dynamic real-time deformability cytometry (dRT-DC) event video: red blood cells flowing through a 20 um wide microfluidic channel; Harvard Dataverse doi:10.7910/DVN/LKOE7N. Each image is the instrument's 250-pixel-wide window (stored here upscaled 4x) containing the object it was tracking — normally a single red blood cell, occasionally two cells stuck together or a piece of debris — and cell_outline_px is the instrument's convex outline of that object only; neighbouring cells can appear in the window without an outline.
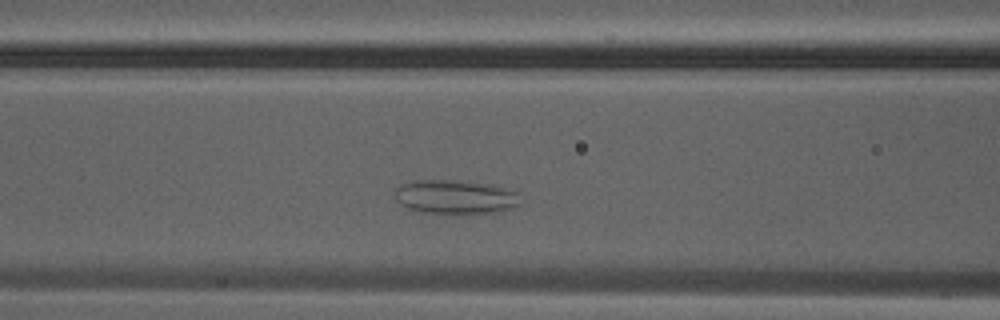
{"species": "Egyptian fruit bat (a non-hibernating species)", "species_latin": "Rousettus aegyptiacus", "temperature_condition": "warm", "stored_images_in_passage": 15, "camera_frame_rate_fps": 3000, "um_per_image_px": 0.085, "animal": {"sex": "male"}, "frame": {"image": 1, "passage_image": 5, "time_ms": 1.333, "image_size_px": [1000, 320], "cell_outline_px": [[524, 204], [500, 212], [460, 216], [456, 216], [424, 212], [408, 208], [400, 204], [396, 200], [396, 188], [400, 184], [416, 180], [452, 180], [492, 184], [520, 192]], "centroid_in_image_um": [38.81, 16.78], "position_along_channel_um": 127.8, "area_um2": 26.07}}